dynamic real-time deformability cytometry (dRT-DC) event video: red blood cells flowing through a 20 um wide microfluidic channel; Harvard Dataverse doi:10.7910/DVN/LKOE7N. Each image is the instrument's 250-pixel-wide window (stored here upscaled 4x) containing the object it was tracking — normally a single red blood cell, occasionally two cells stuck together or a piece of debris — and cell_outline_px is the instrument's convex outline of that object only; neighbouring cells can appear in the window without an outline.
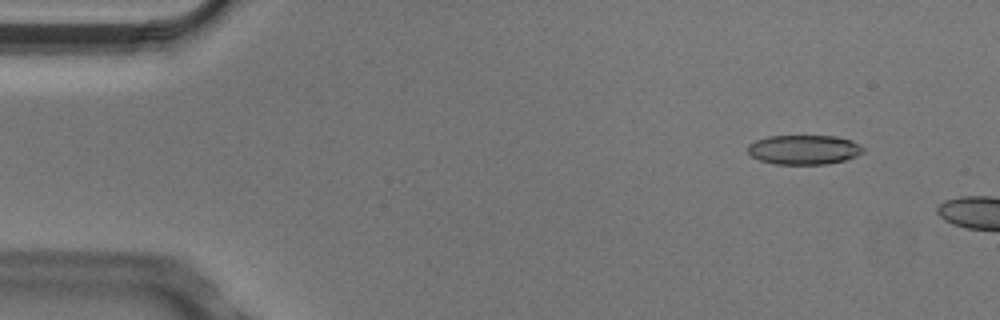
{"species": "Egyptian fruit bat (a non-hibernating species)", "species_latin": "Rousettus aegyptiacus", "temperature_condition": "cold", "stored_images_in_passage": 2, "camera_frame_rate_fps": 3000, "um_per_image_px": 0.085, "animal": {"sex": "male"}, "frame": {"image": 1, "passage_image": 1, "time_ms": 0.0, "image_size_px": [1000, 320], "cell_outline_px": [[864, 152], [856, 156], [844, 160], [824, 164], [776, 164], [760, 160], [752, 156], [748, 152], [748, 144], [756, 140], [768, 136], [836, 136], [852, 140], [860, 144], [864, 148]], "centroid_in_image_um": [68.35, 12.71], "position_along_channel_um": 16.6, "area_um2": 19.83}}